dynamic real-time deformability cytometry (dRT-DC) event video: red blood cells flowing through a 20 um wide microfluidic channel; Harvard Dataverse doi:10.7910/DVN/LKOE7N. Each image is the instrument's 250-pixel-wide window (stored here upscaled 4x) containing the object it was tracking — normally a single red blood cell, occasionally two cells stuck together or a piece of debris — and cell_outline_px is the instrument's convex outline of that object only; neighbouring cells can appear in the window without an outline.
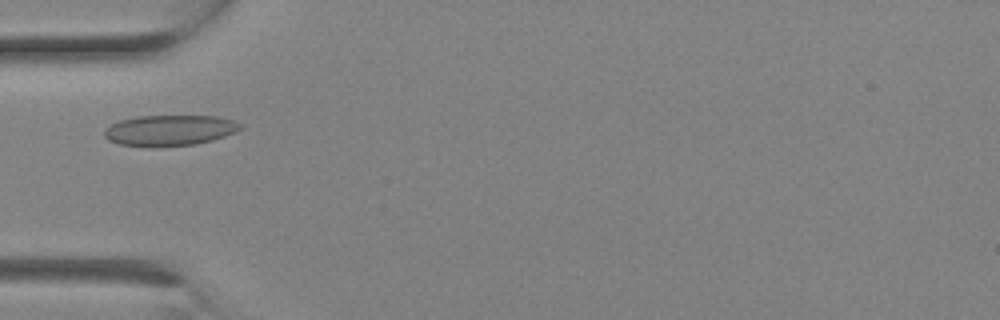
{"species": "Egyptian fruit bat (a non-hibernating species)", "species_latin": "Rousettus aegyptiacus", "temperature_condition": "room temperature", "stored_images_in_passage": 3, "camera_frame_rate_fps": 3000, "um_per_image_px": 0.085, "animal": {"sex": "female"}, "frame": {"image": 1, "passage_image": 3, "time_ms": 0.667, "image_size_px": [1000, 320], "cell_outline_px": [[244, 124], [236, 132], [212, 140], [196, 144], [164, 148], [120, 144], [108, 140], [104, 136], [104, 128], [120, 120], [136, 116], [216, 116], [232, 120]], "centroid_in_image_um": [14.41, 11.09], "position_along_channel_um": 70.6, "area_um2": 24.62}}